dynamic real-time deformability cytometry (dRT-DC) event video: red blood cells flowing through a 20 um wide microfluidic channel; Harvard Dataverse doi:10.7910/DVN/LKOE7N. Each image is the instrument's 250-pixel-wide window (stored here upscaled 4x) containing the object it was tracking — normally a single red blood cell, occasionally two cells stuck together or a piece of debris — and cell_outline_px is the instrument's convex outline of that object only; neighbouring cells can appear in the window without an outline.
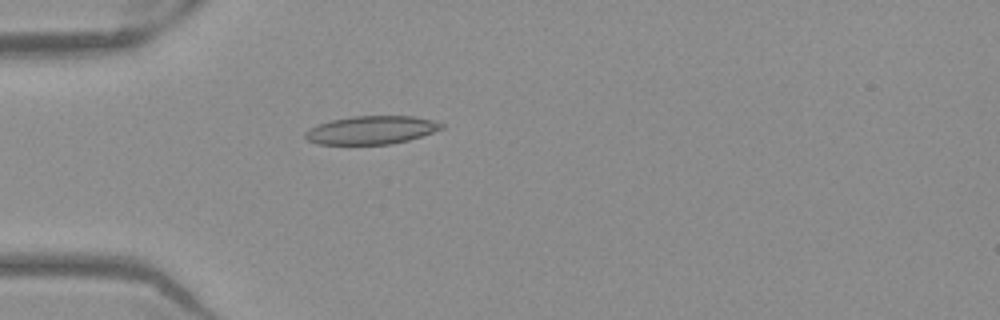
{"species": "Egyptian fruit bat (a non-hibernating species)", "species_latin": "Rousettus aegyptiacus", "temperature_condition": "warm", "stored_images_in_passage": 51, "camera_frame_rate_fps": 3000, "um_per_image_px": 0.085, "frame": {"image": 1, "passage_image": 15, "time_ms": 4.667, "image_size_px": [1000, 320], "cell_outline_px": [[444, 128], [408, 140], [392, 144], [316, 144], [308, 140], [304, 136], [304, 132], [308, 128], [332, 120], [352, 116], [412, 116], [432, 120], [444, 124]], "centroid_in_image_um": [31.54, 11.05], "position_along_channel_um": 53.5, "area_um2": 22.31}}
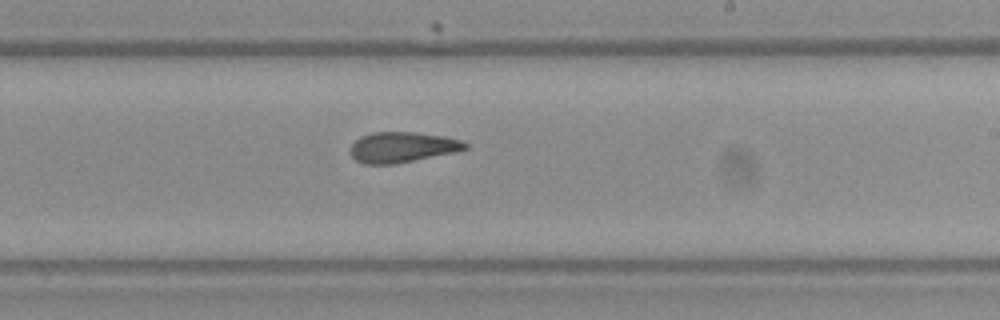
{"frame": {"image": 2, "passage_image": 31, "time_ms": 10.0, "image_size_px": [1000, 320], "cell_outline_px": [[468, 148], [456, 152], [392, 164], [364, 164], [356, 160], [352, 156], [352, 144], [360, 136], [372, 132], [412, 132], [444, 136], [460, 140], [468, 144]], "centroid_in_image_um": [34.2, 12.5], "position_along_channel_um": 254.8, "area_um2": 20.17}}
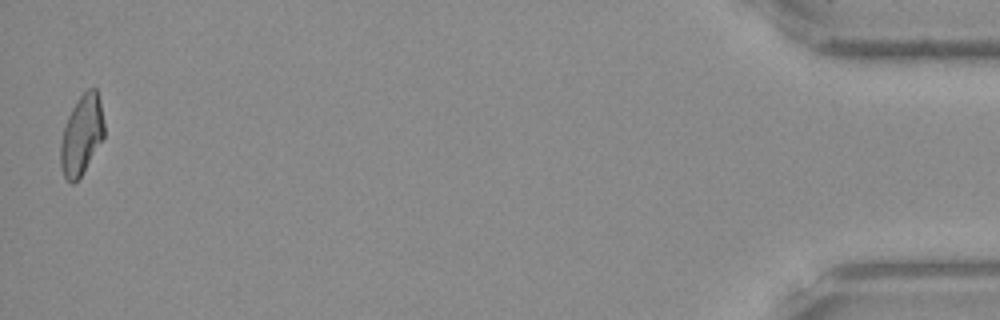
{"frame": {"image": 3, "passage_image": 51, "time_ms": 16.667, "image_size_px": [1000, 320], "cell_outline_px": [[104, 136], [80, 176], [72, 184], [64, 176], [60, 164], [60, 144], [64, 128], [68, 116], [72, 108], [80, 96], [88, 88], [96, 88], [100, 104], [104, 124]], "centroid_in_image_um": [6.92, 11.46], "position_along_channel_um": 428.3, "area_um2": 19.71}, "authors_computed_cell_mechanics": {"area_um2": 21.1548, "velocity_mm_per_s": 3.9407, "shape_relaxation_time_tau1_ms": null, "shape_relaxation_time_tau2_ms": 3.4453, "deformation_change_tau1": null, "deformation_change_tau2": 0.1049}}